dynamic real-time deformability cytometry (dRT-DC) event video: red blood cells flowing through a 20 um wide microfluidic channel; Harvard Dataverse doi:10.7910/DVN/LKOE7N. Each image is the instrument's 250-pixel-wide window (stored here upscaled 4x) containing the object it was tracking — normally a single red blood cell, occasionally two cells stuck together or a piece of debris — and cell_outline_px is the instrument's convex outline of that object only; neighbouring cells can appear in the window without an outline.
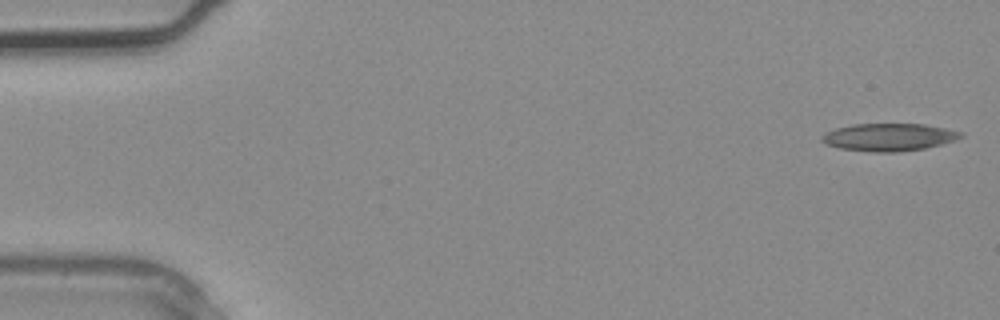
{"species": "common noctule bat (a hibernating species)", "species_latin": "Nyctalus noctula", "temperature_condition": "warm", "stored_images_in_passage": 2, "segment_of_instrument_passage": [2, 2], "camera_frame_rate_fps": 3000, "um_per_image_px": 0.085, "animal": {"sex": "male", "body_mass_g": 20.4}, "frame": {"image": 1, "passage_image": 2, "time_ms": 0.333, "image_size_px": [1000, 320], "cell_outline_px": [[964, 136], [956, 140], [924, 148], [896, 152], [872, 152], [840, 148], [828, 144], [820, 140], [820, 136], [824, 132], [836, 128], [852, 124], [924, 124], [964, 132]], "centroid_in_image_um": [75.54, 11.65], "position_along_channel_um": 9.5, "area_um2": 22.31}}